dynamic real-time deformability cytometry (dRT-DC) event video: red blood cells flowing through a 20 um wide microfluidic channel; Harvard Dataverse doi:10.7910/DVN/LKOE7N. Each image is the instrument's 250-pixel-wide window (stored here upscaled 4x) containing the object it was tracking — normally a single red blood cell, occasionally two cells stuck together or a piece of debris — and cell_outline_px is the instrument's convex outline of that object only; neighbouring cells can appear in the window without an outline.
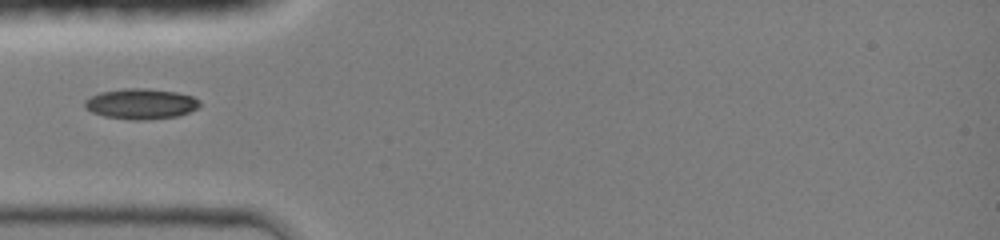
{"species": "common noctule bat (a hibernating species)", "species_latin": "Nyctalus noctula", "temperature_condition": "room temperature", "stored_images_in_passage": 11, "camera_frame_rate_fps": 3000, "um_per_image_px": 0.085, "animal": {"sex": "female", "body_mass_g": 19.0, "forearm_length_mm": 51.5}, "frame": {"image": 1, "passage_image": 1, "time_ms": 0.0, "image_size_px": [1000, 240], "cell_outline_px": [[200, 104], [196, 108], [188, 112], [176, 116], [144, 120], [132, 120], [104, 116], [92, 112], [84, 108], [84, 100], [100, 92], [124, 88], [148, 88], [176, 92], [192, 96], [200, 100]], "centroid_in_image_um": [11.95, 8.82], "position_along_channel_um": 73.1, "area_um2": 20.4}}
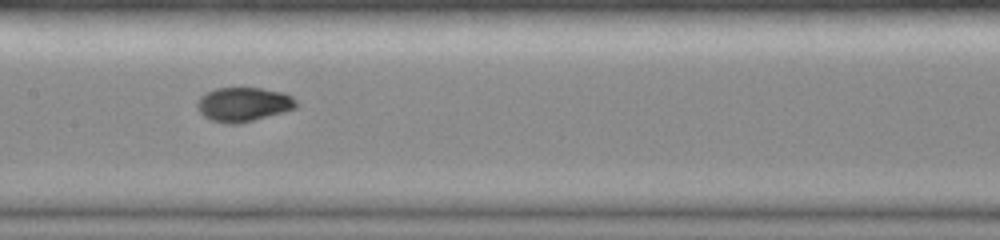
{"frame": {"image": 2, "passage_image": 7, "time_ms": 2.667, "image_size_px": [1000, 240], "cell_outline_px": [[300, 104], [296, 108], [284, 112], [236, 124], [224, 124], [212, 120], [204, 116], [196, 108], [196, 104], [200, 96], [204, 92], [216, 88], [260, 88], [284, 92], [292, 96]], "centroid_in_image_um": [20.69, 8.86], "position_along_channel_um": 186.7, "area_um2": 19.94}}
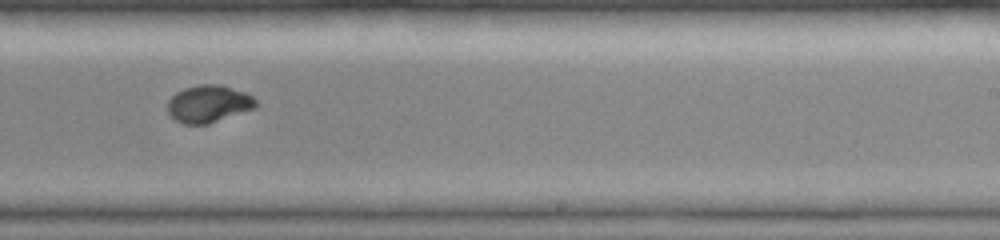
{"frame": {"image": 3, "passage_image": 10, "time_ms": 4.667, "image_size_px": [1000, 240], "cell_outline_px": [[260, 104], [256, 108], [208, 124], [184, 124], [176, 120], [168, 112], [168, 100], [176, 92], [184, 88], [200, 84], [220, 84], [248, 92]], "centroid_in_image_um": [17.78, 8.81], "position_along_channel_um": 271.2, "area_um2": 19.42}}